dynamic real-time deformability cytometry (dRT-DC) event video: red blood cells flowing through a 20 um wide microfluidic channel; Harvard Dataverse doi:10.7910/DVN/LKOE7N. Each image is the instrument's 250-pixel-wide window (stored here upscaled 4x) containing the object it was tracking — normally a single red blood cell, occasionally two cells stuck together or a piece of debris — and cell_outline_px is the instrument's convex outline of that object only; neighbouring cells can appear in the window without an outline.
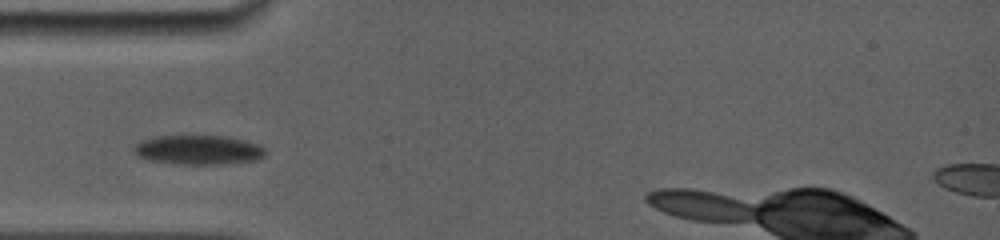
{"species": "common noctule bat (a hibernating species)", "species_latin": "Nyctalus noctula", "temperature_condition": "room temperature", "stored_images_in_passage": 12, "camera_frame_rate_fps": 5000, "um_per_image_px": 0.085, "animal": {"sex": "female", "body_mass_g": 19.0, "forearm_length_mm": 56.7}, "frame": {"image": 1, "passage_image": 1, "time_ms": 0.0, "image_size_px": [1000, 240], "cell_outline_px": [[268, 152], [264, 156], [256, 160], [220, 164], [176, 164], [148, 160], [136, 156], [132, 148], [140, 140], [156, 136], [196, 132], [228, 136], [260, 144]], "centroid_in_image_um": [16.83, 12.68], "position_along_channel_um": 68.2, "area_um2": 23.81}}
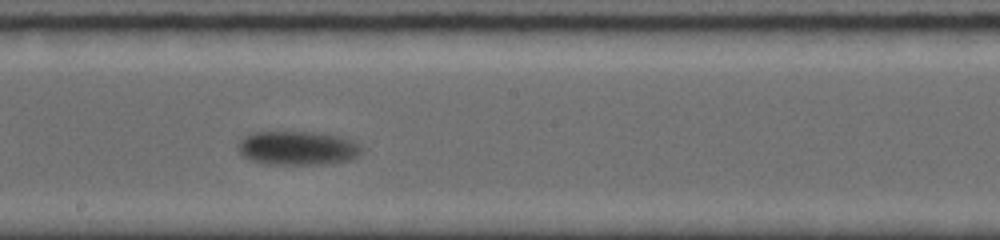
{"frame": {"image": 2, "passage_image": 5, "time_ms": 4.4, "image_size_px": [1000, 240], "cell_outline_px": [[364, 148], [356, 156], [348, 160], [324, 164], [272, 164], [248, 160], [236, 148], [236, 144], [244, 136], [256, 132], [320, 132], [340, 136], [356, 140]], "centroid_in_image_um": [25.31, 12.57], "position_along_channel_um": 222.9, "area_um2": 24.68}}
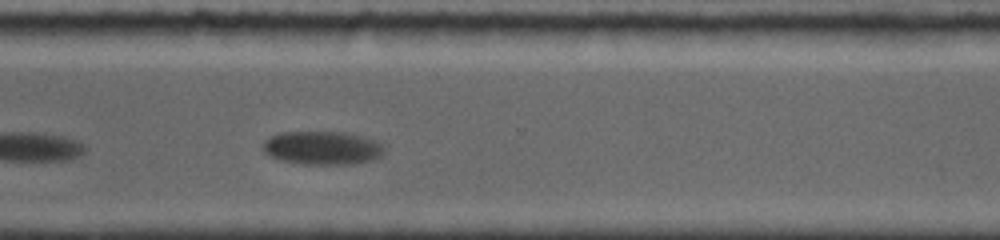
{"frame": {"image": 3, "passage_image": 8, "time_ms": 7.8, "image_size_px": [1000, 240], "cell_outline_px": [[384, 152], [380, 156], [372, 160], [348, 164], [304, 164], [280, 160], [268, 156], [264, 152], [264, 140], [280, 132], [344, 132], [364, 136], [376, 140], [384, 144]], "centroid_in_image_um": [27.42, 12.56], "position_along_channel_um": 343.2, "area_um2": 23.76}}